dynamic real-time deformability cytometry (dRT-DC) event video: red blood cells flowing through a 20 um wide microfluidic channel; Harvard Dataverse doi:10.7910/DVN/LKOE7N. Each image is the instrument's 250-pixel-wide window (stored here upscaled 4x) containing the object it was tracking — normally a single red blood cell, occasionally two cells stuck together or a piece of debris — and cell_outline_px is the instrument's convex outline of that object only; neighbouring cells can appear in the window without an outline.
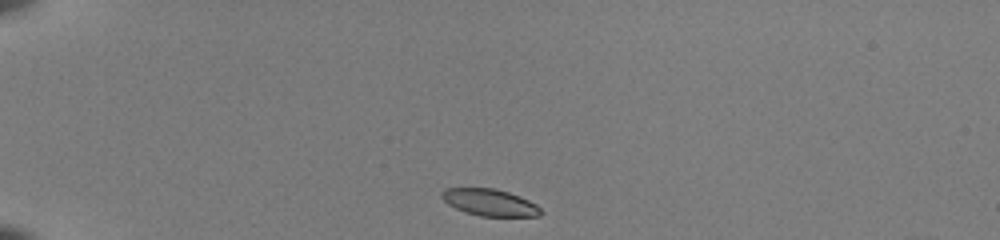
{"species": "common noctule bat (a hibernating species)", "species_latin": "Nyctalus noctula", "temperature_condition": "room temperature", "stored_images_in_passage": 39, "camera_frame_rate_fps": 3000, "um_per_image_px": 0.085, "animal": {"sex": "female", "body_mass_g": 22.0, "forearm_length_mm": 56.7}, "frame": {"image": 1, "passage_image": 1, "time_ms": 0.0, "image_size_px": [1000, 240], "cell_outline_px": [[544, 212], [540, 216], [480, 216], [464, 212], [448, 204], [440, 196], [440, 192], [444, 188], [496, 188], [520, 196], [536, 204]], "centroid_in_image_um": [41.62, 17.2], "position_along_channel_um": 43.4, "area_um2": 15.61}}
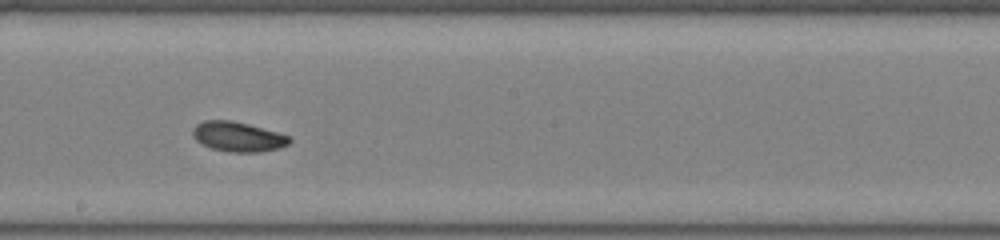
{"frame": {"image": 2, "passage_image": 19, "time_ms": 6.0, "image_size_px": [1000, 240], "cell_outline_px": [[292, 140], [288, 144], [280, 148], [260, 152], [228, 152], [212, 148], [200, 144], [192, 136], [192, 128], [196, 124], [204, 120], [232, 120], [248, 124], [292, 136]], "centroid_in_image_um": [20.22, 11.62], "position_along_channel_um": 228.0, "area_um2": 17.05}}
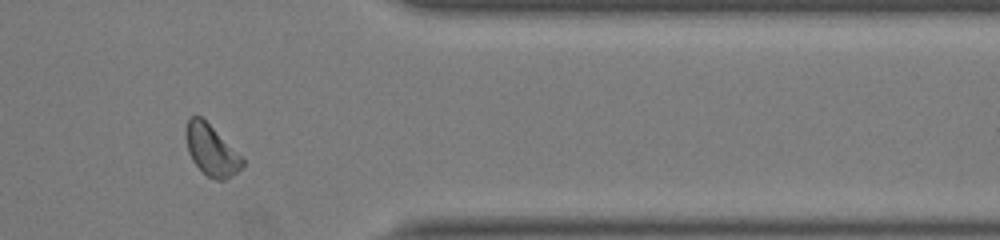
{"frame": {"image": 3, "passage_image": 32, "time_ms": 10.333, "image_size_px": [1000, 240], "cell_outline_px": [[244, 164], [232, 176], [224, 180], [216, 180], [208, 176], [192, 160], [188, 152], [184, 136], [184, 132], [188, 116], [200, 116], [244, 160]], "centroid_in_image_um": [17.9, 12.76], "position_along_channel_um": 393.5, "area_um2": 16.3}, "authors_computed_cell_mechanics": {"area_um2": 16.8776, "velocity_mm_per_s": 3.9773, "shape_relaxation_time_tau1_ms": 3.0327, "shape_relaxation_time_tau2_ms": 7.7503, "deformation_change_tau1": 0.1157, "deformation_change_tau2": 0.1459}}